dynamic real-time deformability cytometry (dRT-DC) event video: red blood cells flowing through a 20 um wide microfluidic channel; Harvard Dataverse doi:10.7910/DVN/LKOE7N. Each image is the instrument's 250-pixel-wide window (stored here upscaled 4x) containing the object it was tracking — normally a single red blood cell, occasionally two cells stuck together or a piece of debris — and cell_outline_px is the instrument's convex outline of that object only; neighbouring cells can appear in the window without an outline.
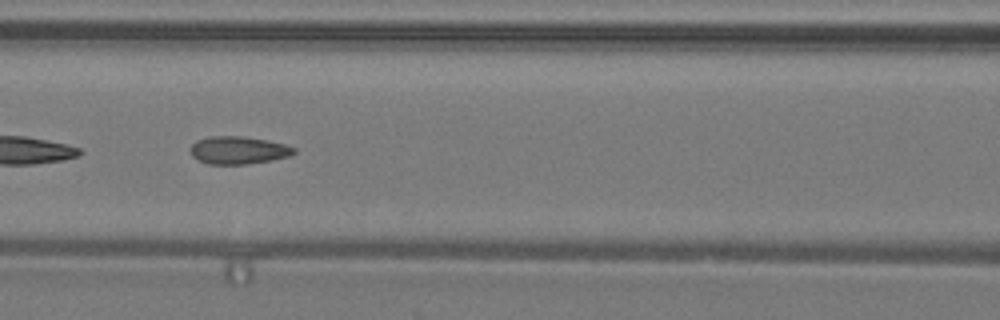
{"species": "common noctule bat (a hibernating species)", "species_latin": "Nyctalus noctula", "temperature_condition": "warm", "stored_images_in_passage": 35, "camera_frame_rate_fps": 3000, "um_per_image_px": 0.085, "animal": {"sex": "male", "body_mass_g": 19.2, "forearm_length_mm": 51.8}, "frame": {"image": 1, "passage_image": 13, "time_ms": 4.0, "image_size_px": [1000, 320], "cell_outline_px": [[296, 152], [288, 156], [272, 160], [248, 164], [208, 164], [192, 156], [188, 148], [196, 140], [208, 136], [244, 136], [284, 144], [296, 148]], "centroid_in_image_um": [20.22, 12.76], "position_along_channel_um": 146.4, "area_um2": 16.76}}
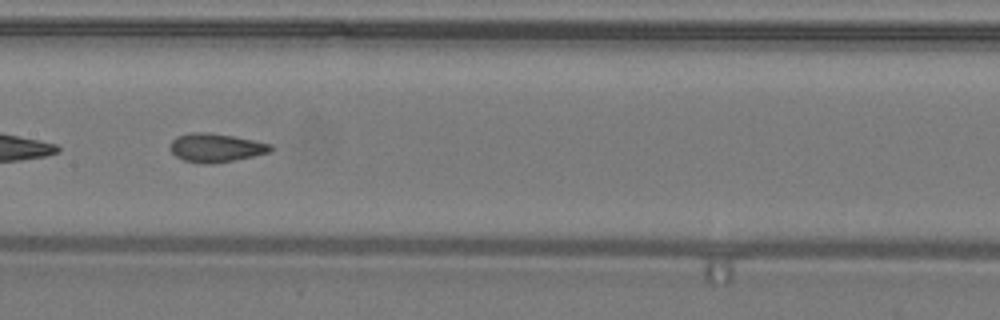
{"frame": {"image": 2, "passage_image": 16, "time_ms": 5.0, "image_size_px": [1000, 320], "cell_outline_px": [[272, 148], [268, 152], [252, 156], [232, 160], [208, 164], [204, 164], [184, 160], [176, 156], [168, 148], [172, 140], [176, 136], [188, 132], [208, 132], [232, 136], [272, 144]], "centroid_in_image_um": [18.27, 12.54], "position_along_channel_um": 189.1, "area_um2": 16.59}, "authors_computed_cell_mechanics": {"area_um2": 16.6464, "velocity_mm_per_s": 4.2734, "shape_relaxation_time_tau1_ms": null, "shape_relaxation_time_tau2_ms": 1.2033, "deformation_change_tau1": null, "deformation_change_tau2": 0.0858}}